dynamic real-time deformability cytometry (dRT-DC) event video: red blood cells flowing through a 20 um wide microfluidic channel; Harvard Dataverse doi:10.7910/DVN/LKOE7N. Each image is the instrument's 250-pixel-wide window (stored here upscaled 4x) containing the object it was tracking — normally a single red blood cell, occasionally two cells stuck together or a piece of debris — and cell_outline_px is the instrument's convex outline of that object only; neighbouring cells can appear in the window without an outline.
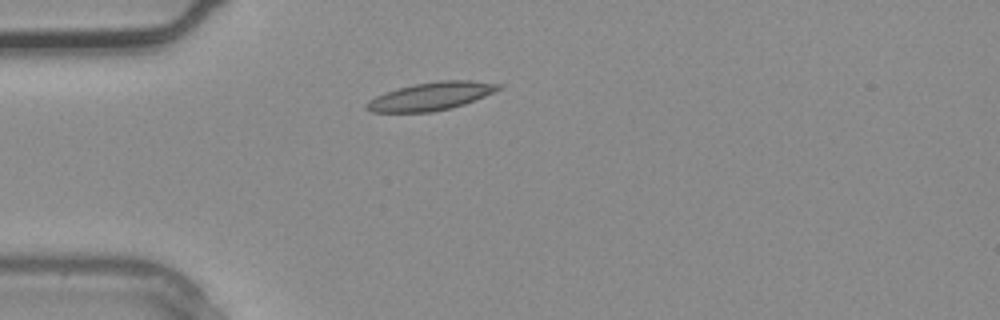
{"species": "common noctule bat (a hibernating species)", "species_latin": "Nyctalus noctula", "temperature_condition": "warm", "stored_images_in_passage": 2, "camera_frame_rate_fps": 3000, "um_per_image_px": 0.085, "animal": {"sex": "male", "body_mass_g": 20.4}, "frame": {"image": 1, "passage_image": 2, "time_ms": 0.333, "image_size_px": [1000, 320], "cell_outline_px": [[504, 84], [500, 88], [484, 96], [464, 104], [432, 112], [372, 112], [364, 108], [364, 104], [368, 100], [376, 96], [396, 88], [416, 84], [444, 80], [472, 80]], "centroid_in_image_um": [36.6, 8.18], "position_along_channel_um": 48.4, "area_um2": 21.39}}